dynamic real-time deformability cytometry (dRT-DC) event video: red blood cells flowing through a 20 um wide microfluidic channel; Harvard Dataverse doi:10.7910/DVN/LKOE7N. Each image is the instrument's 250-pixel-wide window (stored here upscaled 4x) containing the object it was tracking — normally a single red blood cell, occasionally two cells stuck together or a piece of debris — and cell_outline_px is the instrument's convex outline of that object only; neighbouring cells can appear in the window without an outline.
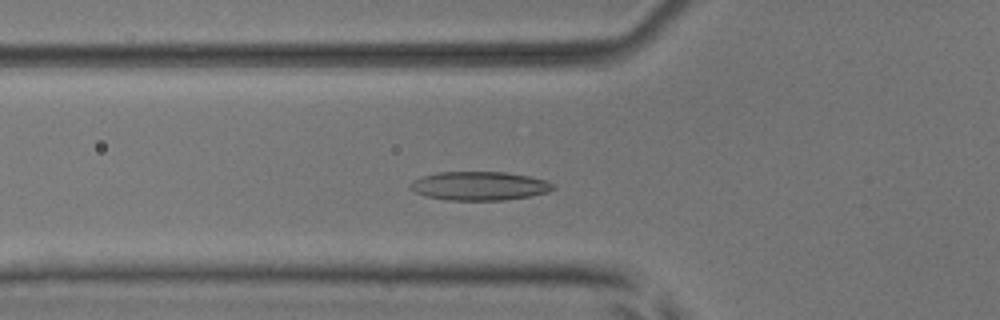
{"species": "common noctule bat (a hibernating species)", "species_latin": "Nyctalus noctula", "temperature_condition": "room temperature", "stored_images_in_passage": 49, "camera_frame_rate_fps": 3000, "um_per_image_px": 0.085, "animal": {"sex": "male", "body_mass_g": 17.9, "forearm_length_mm": 54.2}, "frame": {"image": 1, "passage_image": 15, "time_ms": 4.667, "image_size_px": [1000, 320], "cell_outline_px": [[556, 188], [548, 192], [532, 196], [504, 200], [448, 200], [424, 196], [408, 188], [408, 184], [412, 180], [436, 172], [504, 172], [528, 176], [548, 180], [556, 184]], "centroid_in_image_um": [40.77, 15.8], "position_along_channel_um": 85.0, "area_um2": 24.22}}
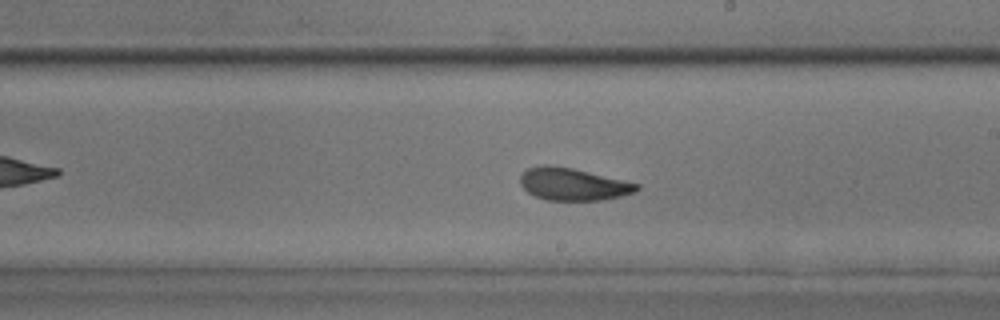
{"frame": {"image": 2, "passage_image": 27, "time_ms": 8.667, "image_size_px": [1000, 320], "cell_outline_px": [[640, 188], [636, 192], [620, 196], [600, 200], [548, 200], [536, 196], [528, 192], [520, 184], [520, 176], [528, 168], [540, 164], [552, 164], [572, 168], [624, 180], [640, 184]], "centroid_in_image_um": [48.7, 15.64], "position_along_channel_um": 240.3, "area_um2": 21.96}}
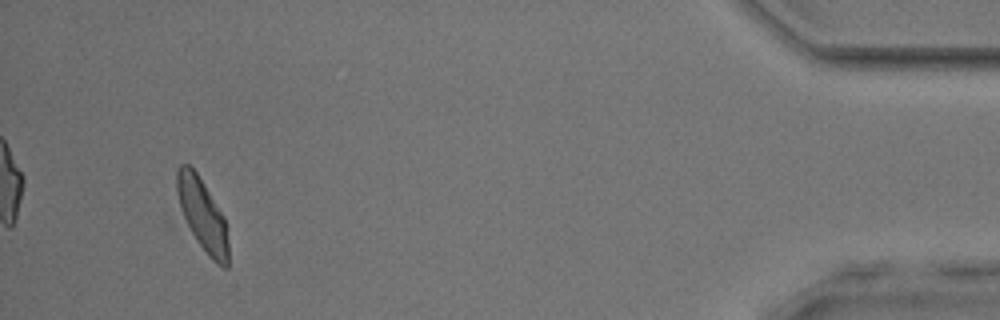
{"frame": {"image": 3, "passage_image": 46, "time_ms": 15.0, "image_size_px": [1000, 320], "cell_outline_px": [[228, 268], [224, 268], [216, 264], [208, 256], [180, 220], [176, 192], [176, 172], [180, 164], [188, 164], [196, 172], [204, 184], [224, 216], [228, 240]], "centroid_in_image_um": [17.15, 18.29], "position_along_channel_um": 418.1, "area_um2": 22.43}, "authors_computed_cell_mechanics": {"area_um2": 22.253, "velocity_mm_per_s": 3.8987, "shape_relaxation_time_tau1_ms": 3.1296, "shape_relaxation_time_tau2_ms": 1.5304, "deformation_change_tau1": 0.1178, "deformation_change_tau2": 0.0726}}